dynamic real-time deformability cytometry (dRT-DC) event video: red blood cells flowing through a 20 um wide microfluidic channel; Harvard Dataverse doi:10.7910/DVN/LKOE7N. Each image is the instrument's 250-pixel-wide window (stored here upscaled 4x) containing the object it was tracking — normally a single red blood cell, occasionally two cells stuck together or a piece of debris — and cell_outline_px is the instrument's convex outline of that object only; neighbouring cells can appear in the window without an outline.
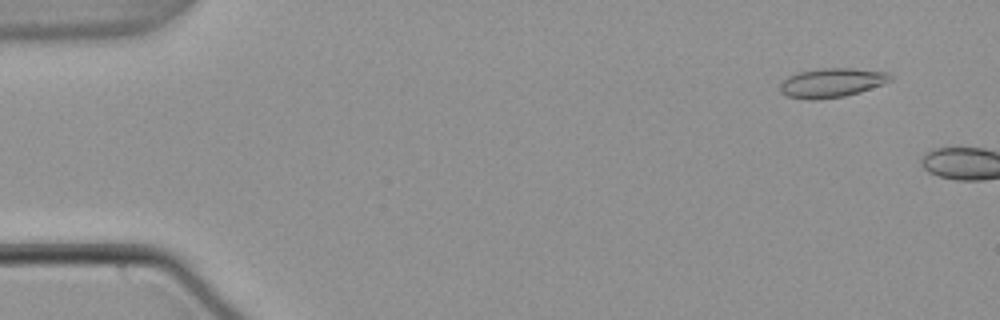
{"species": "common noctule bat (a hibernating species)", "species_latin": "Nyctalus noctula", "temperature_condition": "warm", "stored_images_in_passage": 6, "camera_frame_rate_fps": 3000, "um_per_image_px": 0.085, "animal": {"sex": "male", "body_mass_g": 21.5, "forearm_length_mm": 52.0}, "frame": {"image": 1, "passage_image": 4, "time_ms": 1.0, "image_size_px": [1000, 320], "cell_outline_px": [[892, 80], [884, 84], [860, 92], [844, 96], [820, 100], [808, 100], [784, 96], [780, 92], [780, 84], [788, 76], [796, 72], [816, 68], [852, 68], [888, 72], [892, 76]], "centroid_in_image_um": [70.67, 7.04], "position_along_channel_um": 14.3, "area_um2": 19.19}}